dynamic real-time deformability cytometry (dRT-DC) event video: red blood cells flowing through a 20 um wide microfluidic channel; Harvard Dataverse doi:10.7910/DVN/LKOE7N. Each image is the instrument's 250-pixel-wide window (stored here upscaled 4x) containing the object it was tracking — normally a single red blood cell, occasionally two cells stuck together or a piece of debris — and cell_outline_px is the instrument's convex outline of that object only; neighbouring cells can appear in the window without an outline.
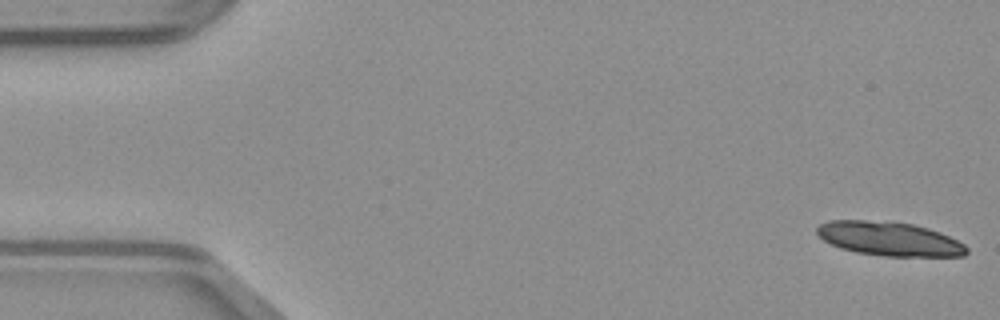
{"species": "common noctule bat (a hibernating species)", "species_latin": "Nyctalus noctula", "temperature_condition": "warm", "stored_images_in_passage": 8, "camera_frame_rate_fps": 3000, "um_per_image_px": 0.085, "animal": {"sex": "male", "body_mass_g": 23.1, "forearm_length_mm": 52.7}, "frame": {"image": 1, "passage_image": 1, "time_ms": 0.0, "image_size_px": [1000, 320], "cell_outline_px": [[968, 252], [964, 256], [884, 256], [856, 252], [840, 248], [824, 240], [816, 232], [816, 228], [820, 224], [828, 220], [864, 220], [912, 224], [928, 228], [940, 232], [964, 244], [968, 248]], "centroid_in_image_um": [75.59, 20.3], "position_along_channel_um": 9.4, "area_um2": 29.42}}